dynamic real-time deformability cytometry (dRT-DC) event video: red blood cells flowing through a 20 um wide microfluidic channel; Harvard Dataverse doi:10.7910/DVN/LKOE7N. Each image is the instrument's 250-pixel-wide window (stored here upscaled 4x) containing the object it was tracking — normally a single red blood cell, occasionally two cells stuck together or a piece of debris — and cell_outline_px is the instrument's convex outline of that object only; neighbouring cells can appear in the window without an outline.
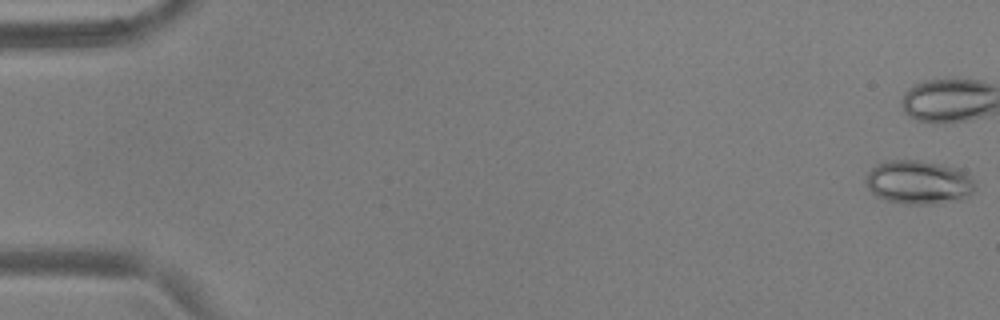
{"species": "common noctule bat (a hibernating species)", "species_latin": "Nyctalus noctula", "temperature_condition": "warm", "stored_images_in_passage": 11, "camera_frame_rate_fps": 3000, "um_per_image_px": 0.085, "animal": {"sex": "male", "body_mass_g": 17.9, "forearm_length_mm": 54.2}, "frame": {"image": 1, "passage_image": 1, "time_ms": 0.0, "image_size_px": [1000, 320], "cell_outline_px": [[976, 188], [972, 196], [960, 200], [932, 204], [908, 204], [884, 200], [876, 196], [868, 188], [864, 176], [876, 164], [892, 160], [916, 160], [940, 164], [960, 168], [972, 180]], "centroid_in_image_um": [78.09, 15.51], "position_along_channel_um": 6.9, "area_um2": 28.09}}